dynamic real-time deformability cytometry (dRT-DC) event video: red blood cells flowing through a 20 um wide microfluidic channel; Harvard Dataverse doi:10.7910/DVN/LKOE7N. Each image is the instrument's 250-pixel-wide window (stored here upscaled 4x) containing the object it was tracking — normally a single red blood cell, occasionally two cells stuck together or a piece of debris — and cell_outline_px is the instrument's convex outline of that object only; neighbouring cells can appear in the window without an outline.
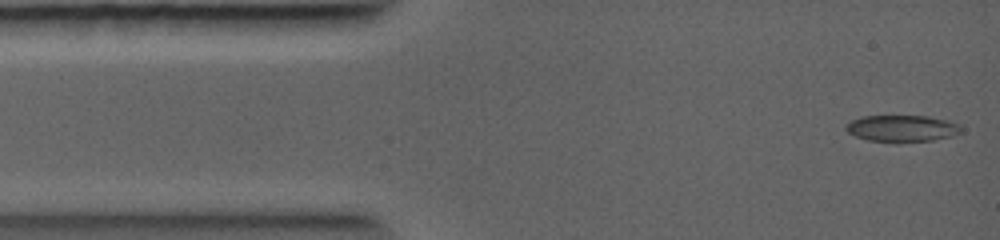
{"species": "common noctule bat (a hibernating species)", "species_latin": "Nyctalus noctula", "temperature_condition": "warm", "stored_images_in_passage": 13, "camera_frame_rate_fps": 5000, "um_per_image_px": 0.085, "animal": {"sex": "female", "body_mass_g": 19.0, "forearm_length_mm": 56.7}, "frame": {"image": 1, "passage_image": 1, "time_ms": 0.0, "image_size_px": [1000, 240], "cell_outline_px": [[960, 132], [952, 136], [932, 140], [896, 144], [868, 140], [856, 136], [848, 132], [844, 128], [852, 120], [860, 116], [928, 116], [944, 120], [956, 124], [960, 128]], "centroid_in_image_um": [76.61, 10.94], "position_along_channel_um": 8.4, "area_um2": 17.98}}
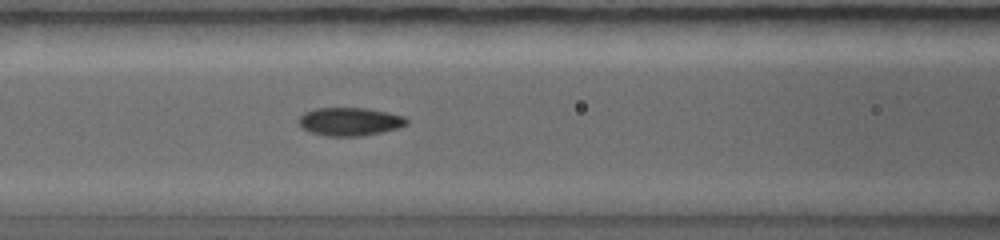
{"frame": {"image": 2, "passage_image": 8, "time_ms": 3.2, "image_size_px": [1000, 240], "cell_outline_px": [[408, 124], [396, 128], [380, 132], [360, 136], [324, 136], [312, 132], [304, 128], [296, 120], [304, 112], [316, 108], [368, 108], [388, 112], [404, 116], [408, 120]], "centroid_in_image_um": [29.72, 10.32], "position_along_channel_um": 136.9, "area_um2": 17.69}}
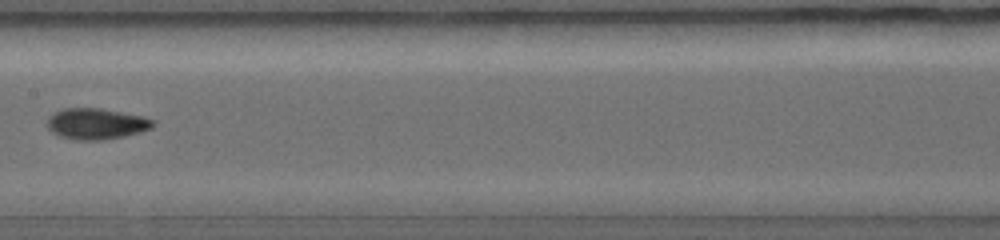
{"frame": {"image": 3, "passage_image": 11, "time_ms": 4.2, "image_size_px": [1000, 240], "cell_outline_px": [[156, 124], [152, 128], [140, 132], [124, 136], [104, 140], [76, 140], [60, 136], [52, 132], [48, 128], [48, 116], [52, 112], [64, 108], [100, 108], [144, 116], [156, 120]], "centroid_in_image_um": [8.21, 10.51], "position_along_channel_um": 199.2, "area_um2": 19.36}}